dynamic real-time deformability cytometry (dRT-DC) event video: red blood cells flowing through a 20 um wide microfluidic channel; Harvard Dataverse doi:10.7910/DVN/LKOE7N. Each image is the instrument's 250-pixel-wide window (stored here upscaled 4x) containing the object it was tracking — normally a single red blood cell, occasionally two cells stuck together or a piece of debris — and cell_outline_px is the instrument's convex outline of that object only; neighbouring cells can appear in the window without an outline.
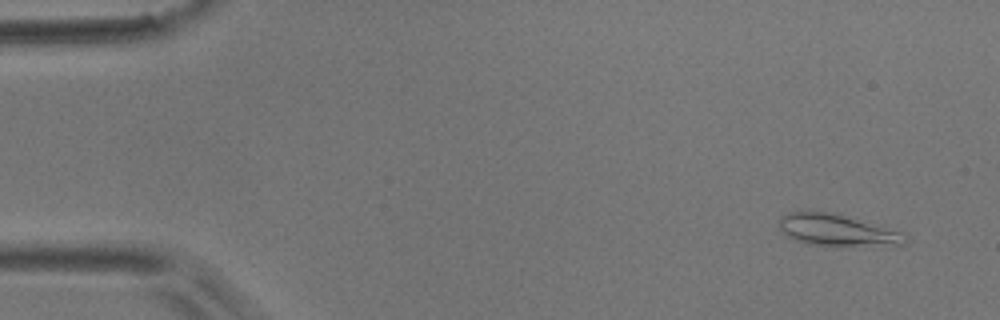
{"species": "common noctule bat (a hibernating species)", "species_latin": "Nyctalus noctula", "temperature_condition": "room temperature", "stored_images_in_passage": 53, "camera_frame_rate_fps": 3000, "um_per_image_px": 0.085, "animal": {"sex": "male", "body_mass_g": 17.9}, "frame": {"image": 1, "passage_image": 4, "time_ms": 1.0, "image_size_px": [1000, 320], "cell_outline_px": [[908, 240], [904, 244], [896, 248], [808, 244], [796, 240], [788, 236], [780, 228], [780, 216], [788, 212], [836, 212], [884, 224], [908, 232]], "centroid_in_image_um": [71.43, 19.58], "position_along_channel_um": 13.6, "area_um2": 24.74}}
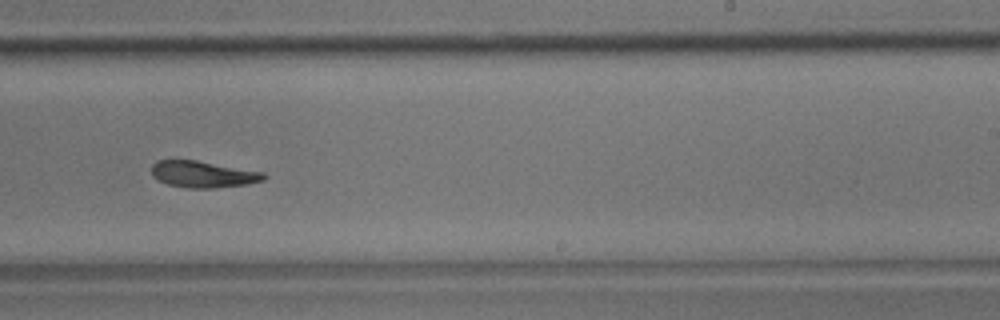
{"frame": {"image": 2, "passage_image": 33, "time_ms": 10.667, "image_size_px": [1000, 320], "cell_outline_px": [[268, 176], [264, 180], [248, 184], [212, 188], [188, 188], [168, 184], [152, 176], [152, 164], [156, 160], [196, 160], [264, 172]], "centroid_in_image_um": [17.28, 14.81], "position_along_channel_um": 271.7, "area_um2": 17.34}}
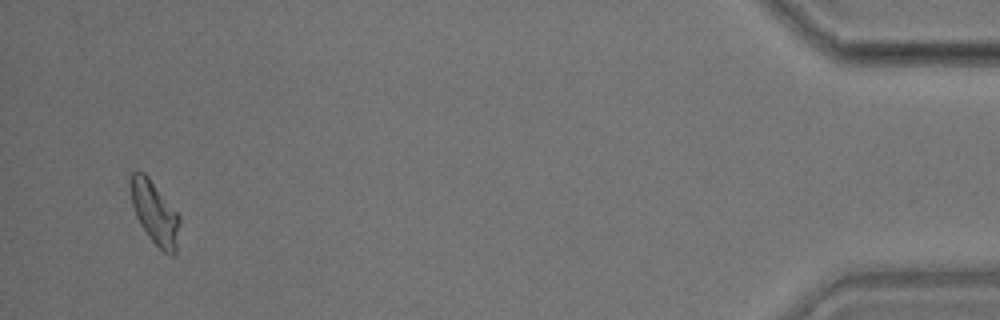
{"frame": {"image": 3, "passage_image": 51, "time_ms": 16.667, "image_size_px": [1000, 320], "cell_outline_px": [[180, 220], [176, 252], [172, 256], [164, 252], [148, 236], [140, 224], [136, 216], [132, 204], [128, 184], [128, 180], [132, 172], [144, 172], [148, 176], [180, 216]], "centroid_in_image_um": [13.13, 18.06], "position_along_channel_um": 422.1, "area_um2": 18.03}, "authors_computed_cell_mechanics": {"area_um2": 18.207, "velocity_mm_per_s": 3.8089, "shape_relaxation_time_tau1_ms": 4.1478, "shape_relaxation_time_tau2_ms": 8.2731, "deformation_change_tau1": 0.1565, "deformation_change_tau2": 0.1411}}